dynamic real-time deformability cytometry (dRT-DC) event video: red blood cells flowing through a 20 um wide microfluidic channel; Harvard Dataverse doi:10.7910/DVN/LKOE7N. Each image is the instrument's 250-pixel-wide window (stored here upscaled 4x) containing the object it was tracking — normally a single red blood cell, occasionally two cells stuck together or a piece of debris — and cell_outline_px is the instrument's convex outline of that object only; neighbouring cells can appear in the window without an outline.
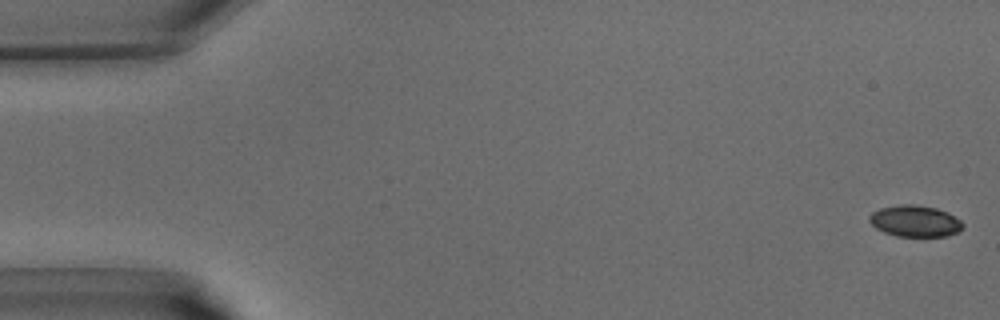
{"species": "common noctule bat (a hibernating species)", "species_latin": "Nyctalus noctula", "temperature_condition": "warm", "stored_images_in_passage": 38, "camera_frame_rate_fps": 3000, "um_per_image_px": 0.085, "animal": {"sex": "male", "body_mass_g": 15.6}, "frame": {"image": 1, "passage_image": 1, "time_ms": 0.0, "image_size_px": [1000, 320], "cell_outline_px": [[964, 228], [960, 232], [948, 236], [896, 236], [884, 232], [876, 228], [868, 220], [868, 216], [872, 212], [880, 208], [900, 204], [912, 204], [936, 208], [948, 212], [960, 220], [964, 224]], "centroid_in_image_um": [77.8, 18.79], "position_along_channel_um": 7.2, "area_um2": 17.28}}
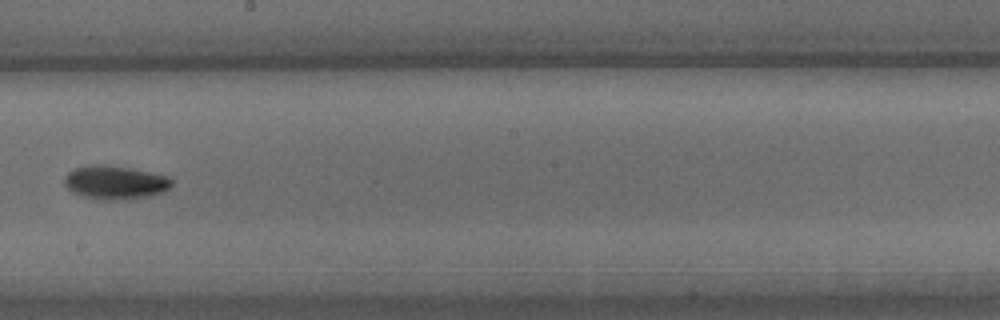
{"frame": {"image": 2, "passage_image": 23, "time_ms": 7.333, "image_size_px": [1000, 320], "cell_outline_px": [[172, 184], [164, 192], [148, 196], [124, 200], [108, 200], [80, 196], [72, 192], [64, 184], [64, 176], [68, 172], [76, 168], [96, 164], [104, 164], [128, 168], [168, 176], [172, 180]], "centroid_in_image_um": [9.76, 15.52], "position_along_channel_um": 238.4, "area_um2": 20.92}}
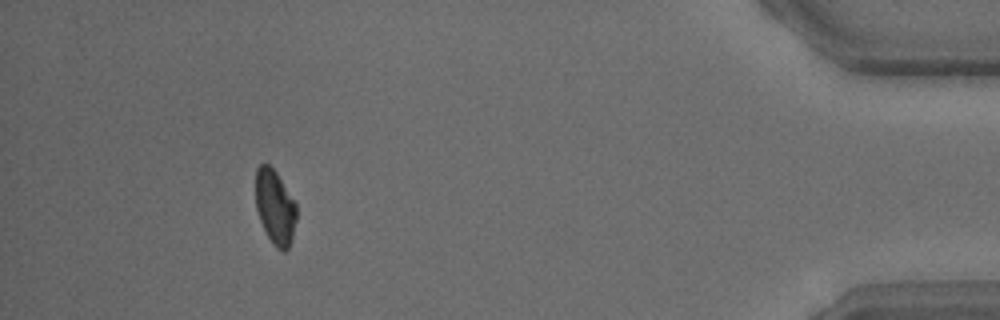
{"frame": {"image": 3, "passage_image": 37, "time_ms": 12.0, "image_size_px": [1000, 320], "cell_outline_px": [[296, 220], [292, 240], [288, 248], [284, 252], [276, 248], [272, 244], [260, 220], [256, 208], [256, 168], [260, 164], [268, 164], [276, 172], [296, 204]], "centroid_in_image_um": [23.38, 17.62], "position_along_channel_um": 411.8, "area_um2": 17.63}}